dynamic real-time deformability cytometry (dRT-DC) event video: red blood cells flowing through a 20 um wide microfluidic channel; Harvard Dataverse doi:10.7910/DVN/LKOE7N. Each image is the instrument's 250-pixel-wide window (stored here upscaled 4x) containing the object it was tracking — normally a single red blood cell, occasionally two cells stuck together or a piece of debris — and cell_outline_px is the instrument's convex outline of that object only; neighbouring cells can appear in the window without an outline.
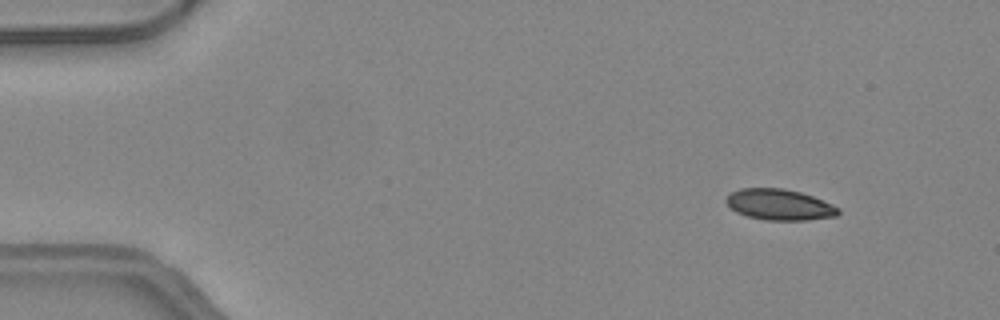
{"species": "common noctule bat (a hibernating species)", "species_latin": "Nyctalus noctula", "temperature_condition": "warm", "stored_images_in_passage": 12, "camera_frame_rate_fps": 3000, "um_per_image_px": 0.085, "animal": {"sex": "female", "body_mass_g": 24.6, "forearm_length_mm": 56.2}, "frame": {"image": 1, "passage_image": 6, "time_ms": 1.667, "image_size_px": [1000, 320], "cell_outline_px": [[840, 212], [836, 216], [808, 220], [764, 220], [748, 216], [736, 212], [724, 200], [732, 192], [740, 188], [784, 188], [800, 192], [812, 196], [832, 204], [840, 208]], "centroid_in_image_um": [66.27, 17.39], "position_along_channel_um": 18.7, "area_um2": 20.17}}